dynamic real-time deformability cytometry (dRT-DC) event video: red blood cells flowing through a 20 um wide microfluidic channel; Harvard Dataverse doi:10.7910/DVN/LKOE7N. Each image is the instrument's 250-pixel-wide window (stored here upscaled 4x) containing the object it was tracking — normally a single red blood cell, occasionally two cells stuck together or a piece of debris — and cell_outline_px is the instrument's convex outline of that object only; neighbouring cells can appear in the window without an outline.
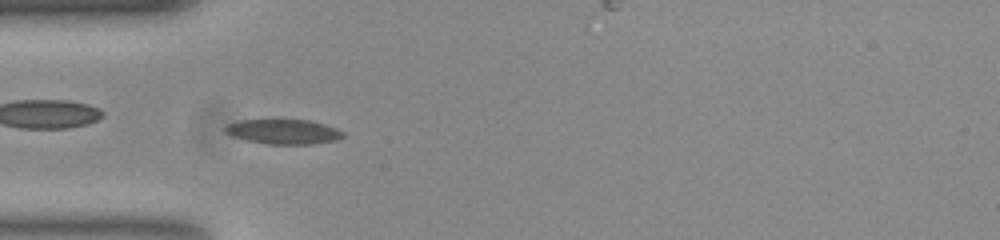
{"species": "common noctule bat (a hibernating species)", "species_latin": "Nyctalus noctula", "temperature_condition": "room temperature", "stored_images_in_passage": 54, "camera_frame_rate_fps": 3000, "um_per_image_px": 0.085, "animal": {"sex": "female", "body_mass_g": 23.0, "forearm_length_mm": 53.4}, "frame": {"image": 1, "passage_image": 15, "time_ms": 4.667, "image_size_px": [1000, 240], "cell_outline_px": [[344, 136], [336, 140], [312, 144], [268, 144], [244, 140], [232, 136], [224, 132], [224, 128], [228, 124], [236, 120], [272, 116], [308, 120], [324, 124], [336, 128], [344, 132]], "centroid_in_image_um": [24.01, 11.13], "position_along_channel_um": 61.0, "area_um2": 18.09}}
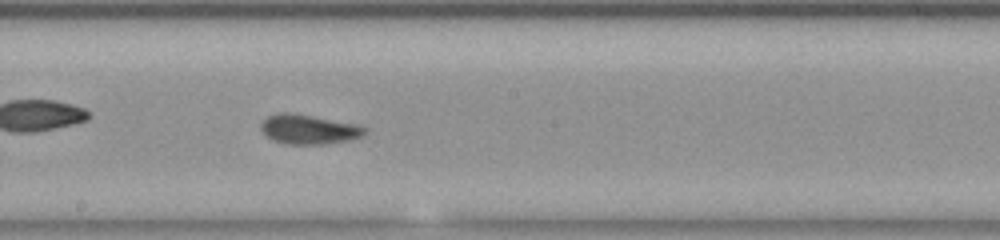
{"frame": {"image": 2, "passage_image": 28, "time_ms": 9.0, "image_size_px": [1000, 240], "cell_outline_px": [[368, 128], [364, 136], [348, 140], [324, 144], [284, 144], [272, 140], [260, 128], [260, 124], [268, 116], [280, 112], [292, 112], [356, 124]], "centroid_in_image_um": [26.25, 10.99], "position_along_channel_um": 222.0, "area_um2": 17.92}}
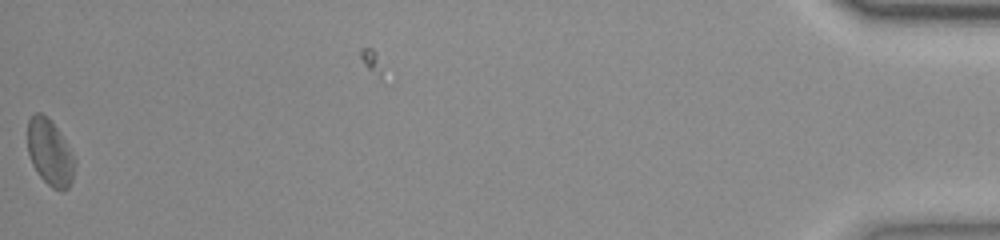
{"frame": {"image": 3, "passage_image": 53, "time_ms": 17.333, "image_size_px": [1000, 240], "cell_outline_px": [[76, 160], [72, 180], [68, 188], [52, 188], [40, 176], [32, 164], [28, 152], [28, 120], [36, 112], [40, 112], [56, 128], [64, 140]], "centroid_in_image_um": [4.23, 12.98], "position_along_channel_um": 431.0, "area_um2": 17.57}, "authors_computed_cell_mechanics": {"area_um2": 17.4556, "velocity_mm_per_s": 3.7444, "shape_relaxation_time_tau1_ms": 4.6961, "shape_relaxation_time_tau2_ms": 2.5799, "deformation_change_tau1": 0.1309, "deformation_change_tau2": 0.0916}}